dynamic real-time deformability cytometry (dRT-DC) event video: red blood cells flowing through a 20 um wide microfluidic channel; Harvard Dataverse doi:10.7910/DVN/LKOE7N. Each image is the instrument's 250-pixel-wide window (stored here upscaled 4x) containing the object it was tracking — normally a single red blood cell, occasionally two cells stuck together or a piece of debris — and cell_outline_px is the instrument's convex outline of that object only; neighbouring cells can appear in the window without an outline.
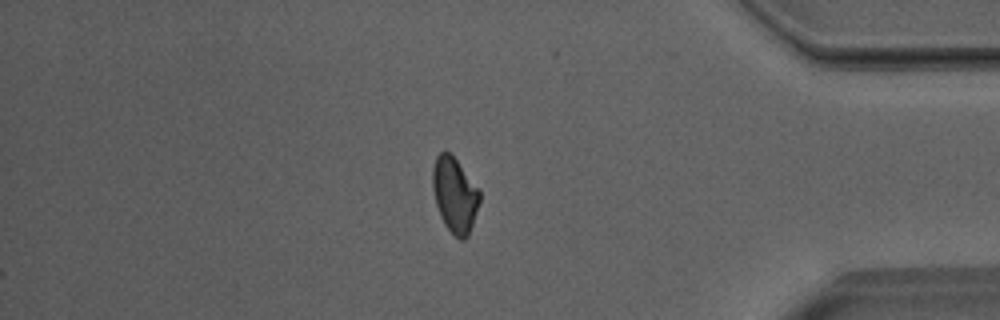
{"species": "Egyptian fruit bat (a non-hibernating species)", "species_latin": "Rousettus aegyptiacus", "temperature_condition": "room temperature", "stored_images_in_passage": 35, "camera_frame_rate_fps": 3000, "um_per_image_px": 0.085, "animal": {"sex": "male"}, "frame": {"image": 1, "passage_image": 35, "time_ms": 11.333, "image_size_px": [1000, 320], "cell_outline_px": [[480, 200], [468, 236], [464, 240], [460, 240], [444, 224], [440, 216], [436, 204], [432, 188], [432, 168], [436, 156], [440, 152], [448, 152], [456, 160], [480, 192]], "centroid_in_image_um": [38.62, 16.58], "position_along_channel_um": 396.6, "area_um2": 20.17}, "authors_computed_cell_mechanics": {"area_um2": 20.9814, "velocity_mm_per_s": 4.0104, "shape_relaxation_time_tau1_ms": 7.4903, "shape_relaxation_time_tau2_ms": 3.9711, "deformation_change_tau1": 0.1771, "deformation_change_tau2": 0.1019}}